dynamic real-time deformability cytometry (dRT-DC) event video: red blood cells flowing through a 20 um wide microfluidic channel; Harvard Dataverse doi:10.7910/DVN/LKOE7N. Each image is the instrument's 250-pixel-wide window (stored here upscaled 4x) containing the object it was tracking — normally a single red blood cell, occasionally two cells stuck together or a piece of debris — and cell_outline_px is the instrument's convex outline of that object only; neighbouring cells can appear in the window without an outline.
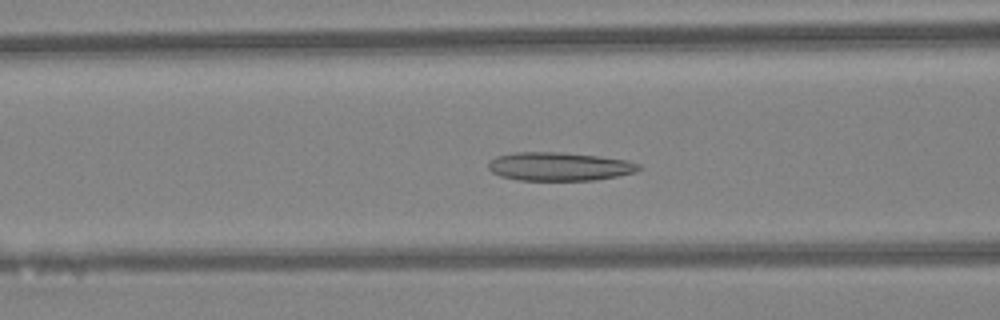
{"species": "Egyptian fruit bat (a non-hibernating species)", "species_latin": "Rousettus aegyptiacus", "temperature_condition": "warm", "stored_images_in_passage": 45, "camera_frame_rate_fps": 3000, "um_per_image_px": 0.085, "animal": {"sex": "female"}, "frame": {"image": 1, "passage_image": 18, "time_ms": 5.667, "image_size_px": [1000, 320], "cell_outline_px": [[640, 168], [636, 172], [596, 180], [516, 180], [500, 176], [492, 172], [488, 168], [488, 160], [496, 156], [516, 152], [560, 152], [596, 156], [628, 160], [640, 164]], "centroid_in_image_um": [47.5, 14.15], "position_along_channel_um": 119.1, "area_um2": 25.03}}
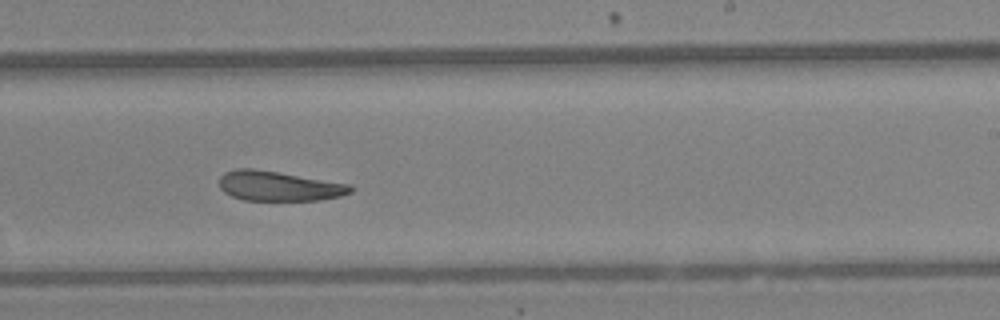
{"frame": {"image": 2, "passage_image": 28, "time_ms": 9.0, "image_size_px": [1000, 320], "cell_outline_px": [[356, 188], [352, 192], [340, 196], [320, 200], [244, 200], [232, 196], [224, 192], [220, 188], [220, 176], [224, 172], [236, 168], [252, 168], [352, 184]], "centroid_in_image_um": [23.72, 15.81], "position_along_channel_um": 265.3, "area_um2": 22.89}}
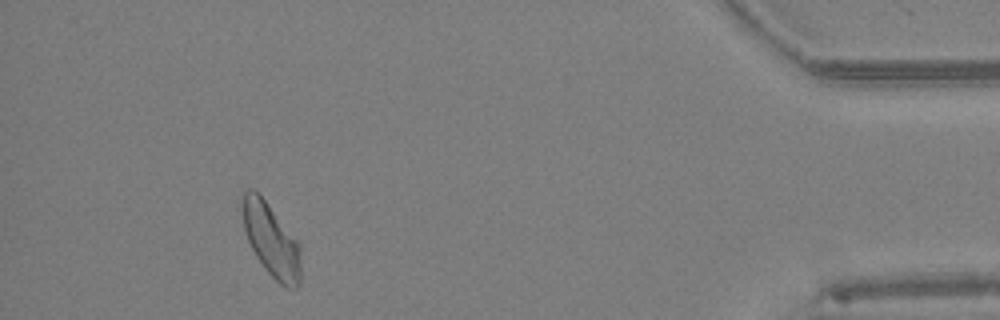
{"frame": {"image": 3, "passage_image": 42, "time_ms": 13.667, "image_size_px": [1000, 320], "cell_outline_px": [[300, 284], [296, 288], [284, 288], [264, 268], [256, 256], [248, 240], [244, 228], [244, 192], [248, 188], [252, 188], [264, 200], [300, 244]], "centroid_in_image_um": [23.09, 20.48], "position_along_channel_um": 412.1, "area_um2": 24.16}, "authors_computed_cell_mechanics": {"area_um2": 25.0274, "velocity_mm_per_s": 4.4071, "shape_relaxation_time_tau1_ms": null, "shape_relaxation_time_tau2_ms": 4.3466, "deformation_change_tau1": null, "deformation_change_tau2": 0.1362}}